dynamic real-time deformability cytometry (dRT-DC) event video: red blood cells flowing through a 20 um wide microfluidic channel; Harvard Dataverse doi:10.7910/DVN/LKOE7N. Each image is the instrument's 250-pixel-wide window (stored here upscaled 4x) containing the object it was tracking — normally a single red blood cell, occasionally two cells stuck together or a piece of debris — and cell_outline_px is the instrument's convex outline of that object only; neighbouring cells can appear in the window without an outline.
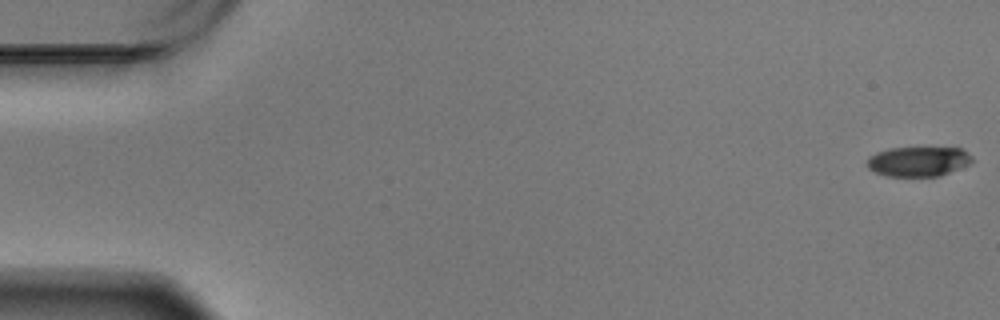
{"species": "Egyptian fruit bat (a non-hibernating species)", "species_latin": "Rousettus aegyptiacus", "temperature_condition": "warm", "stored_images_in_passage": 17, "camera_frame_rate_fps": 3000, "um_per_image_px": 0.085, "animal": {"sex": "male"}, "frame": {"image": 1, "passage_image": 1, "time_ms": 0.0, "image_size_px": [1000, 320], "cell_outline_px": [[972, 164], [940, 176], [888, 176], [876, 172], [868, 168], [868, 156], [876, 152], [892, 148], [960, 148], [972, 156]], "centroid_in_image_um": [78.09, 13.73], "position_along_channel_um": 6.9, "area_um2": 18.21}}
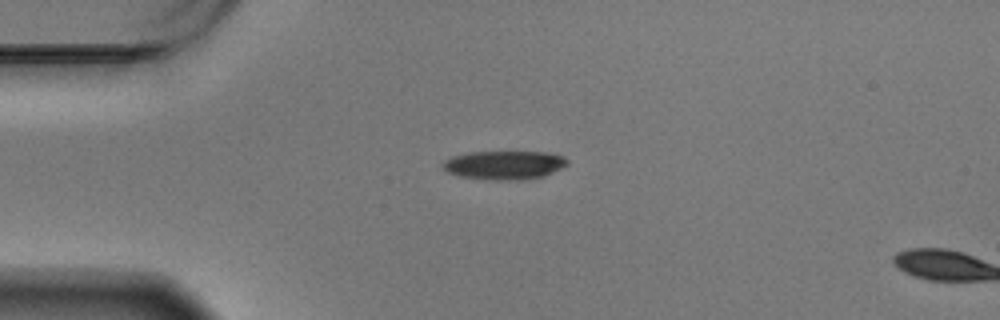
{"frame": {"image": 2, "passage_image": 15, "time_ms": 4.667, "image_size_px": [1000, 320], "cell_outline_px": [[568, 164], [544, 176], [520, 180], [492, 180], [460, 176], [448, 172], [440, 168], [440, 164], [444, 160], [452, 156], [468, 152], [544, 152], [564, 156], [568, 160]], "centroid_in_image_um": [42.81, 14.03], "position_along_channel_um": 42.2, "area_um2": 20.92}}